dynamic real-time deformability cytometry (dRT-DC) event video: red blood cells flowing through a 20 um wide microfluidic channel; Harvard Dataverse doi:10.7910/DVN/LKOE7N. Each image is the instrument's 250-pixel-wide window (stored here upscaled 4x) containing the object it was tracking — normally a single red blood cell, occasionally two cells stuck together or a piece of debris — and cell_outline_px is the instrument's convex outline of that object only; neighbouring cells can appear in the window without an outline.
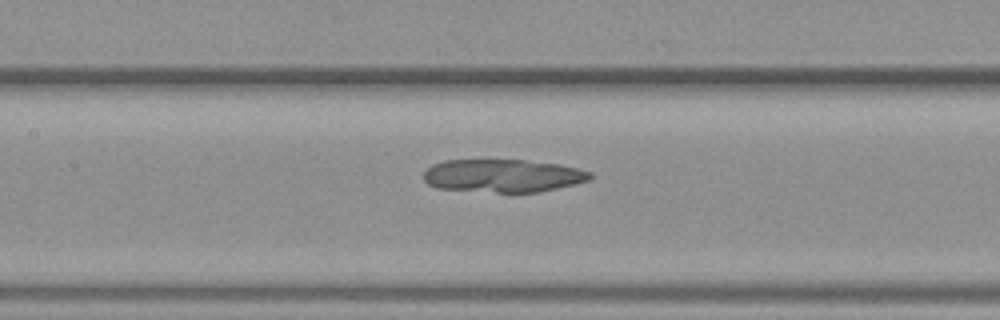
{"species": "common noctule bat (a hibernating species)", "species_latin": "Nyctalus noctula", "temperature_condition": "warm", "stored_images_in_passage": 50, "camera_frame_rate_fps": 3000, "um_per_image_px": 0.085, "animal": {"sex": "female", "body_mass_g": 19.3, "forearm_length_mm": 54.1}, "frame": {"image": 1, "passage_image": 23, "time_ms": 7.333, "image_size_px": [1000, 320], "cell_outline_px": [[592, 176], [588, 180], [540, 192], [496, 192], [436, 188], [428, 184], [424, 180], [424, 172], [432, 164], [444, 160], [524, 160], [560, 164], [592, 172]], "centroid_in_image_um": [42.72, 14.93], "position_along_channel_um": 164.7, "area_um2": 31.85}}
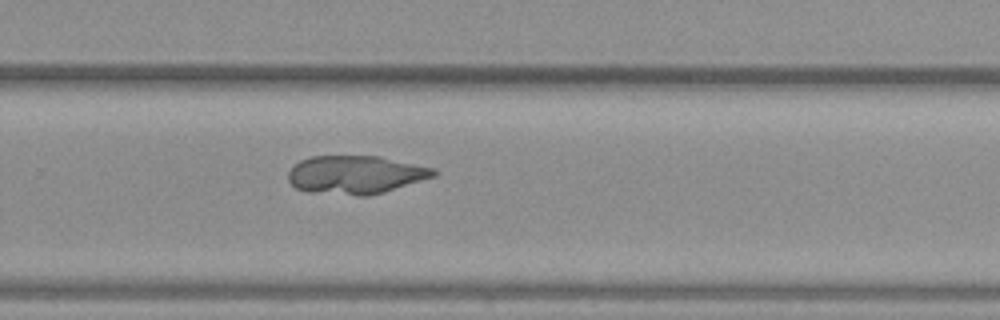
{"frame": {"image": 2, "passage_image": 33, "time_ms": 10.667, "image_size_px": [1000, 320], "cell_outline_px": [[436, 176], [384, 192], [368, 196], [356, 196], [312, 192], [296, 188], [288, 180], [288, 172], [300, 160], [312, 156], [380, 156], [432, 168], [436, 172]], "centroid_in_image_um": [30.21, 14.86], "position_along_channel_um": 299.6, "area_um2": 32.31}}
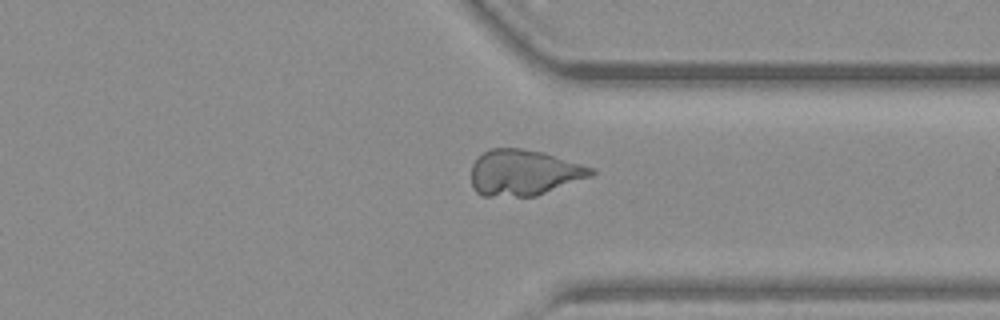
{"frame": {"image": 3, "passage_image": 38, "time_ms": 12.333, "image_size_px": [1000, 320], "cell_outline_px": [[596, 172], [592, 176], [536, 196], [484, 196], [476, 192], [472, 184], [472, 164], [488, 148], [524, 148], [544, 152], [596, 168]], "centroid_in_image_um": [44.56, 14.66], "position_along_channel_um": 366.8, "area_um2": 32.25}}